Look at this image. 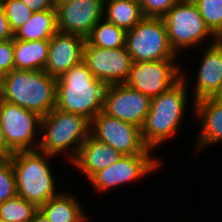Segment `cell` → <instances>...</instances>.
Listing matches in <instances>:
<instances>
[{
	"label": "cell",
	"mask_w": 222,
	"mask_h": 222,
	"mask_svg": "<svg viewBox=\"0 0 222 222\" xmlns=\"http://www.w3.org/2000/svg\"><path fill=\"white\" fill-rule=\"evenodd\" d=\"M39 208L16 195L0 203V219L3 222H30Z\"/></svg>",
	"instance_id": "obj_24"
},
{
	"label": "cell",
	"mask_w": 222,
	"mask_h": 222,
	"mask_svg": "<svg viewBox=\"0 0 222 222\" xmlns=\"http://www.w3.org/2000/svg\"><path fill=\"white\" fill-rule=\"evenodd\" d=\"M194 113L201 122L200 132L196 138V152L222 142V97H210L194 104Z\"/></svg>",
	"instance_id": "obj_17"
},
{
	"label": "cell",
	"mask_w": 222,
	"mask_h": 222,
	"mask_svg": "<svg viewBox=\"0 0 222 222\" xmlns=\"http://www.w3.org/2000/svg\"><path fill=\"white\" fill-rule=\"evenodd\" d=\"M40 134L43 136L37 150L53 156L64 155L67 150L68 159L72 162L90 135V121L82 115L54 108L41 117Z\"/></svg>",
	"instance_id": "obj_5"
},
{
	"label": "cell",
	"mask_w": 222,
	"mask_h": 222,
	"mask_svg": "<svg viewBox=\"0 0 222 222\" xmlns=\"http://www.w3.org/2000/svg\"><path fill=\"white\" fill-rule=\"evenodd\" d=\"M57 29L86 38L103 18L104 0L55 1Z\"/></svg>",
	"instance_id": "obj_14"
},
{
	"label": "cell",
	"mask_w": 222,
	"mask_h": 222,
	"mask_svg": "<svg viewBox=\"0 0 222 222\" xmlns=\"http://www.w3.org/2000/svg\"><path fill=\"white\" fill-rule=\"evenodd\" d=\"M180 0H139L144 17H163Z\"/></svg>",
	"instance_id": "obj_28"
},
{
	"label": "cell",
	"mask_w": 222,
	"mask_h": 222,
	"mask_svg": "<svg viewBox=\"0 0 222 222\" xmlns=\"http://www.w3.org/2000/svg\"><path fill=\"white\" fill-rule=\"evenodd\" d=\"M83 62L93 75L106 86L124 84L128 78L132 59L126 46L116 49H104L85 42Z\"/></svg>",
	"instance_id": "obj_12"
},
{
	"label": "cell",
	"mask_w": 222,
	"mask_h": 222,
	"mask_svg": "<svg viewBox=\"0 0 222 222\" xmlns=\"http://www.w3.org/2000/svg\"><path fill=\"white\" fill-rule=\"evenodd\" d=\"M2 100L46 116L56 107L57 78L45 70L14 69L3 75Z\"/></svg>",
	"instance_id": "obj_2"
},
{
	"label": "cell",
	"mask_w": 222,
	"mask_h": 222,
	"mask_svg": "<svg viewBox=\"0 0 222 222\" xmlns=\"http://www.w3.org/2000/svg\"><path fill=\"white\" fill-rule=\"evenodd\" d=\"M2 102V83H1V79H0V105Z\"/></svg>",
	"instance_id": "obj_35"
},
{
	"label": "cell",
	"mask_w": 222,
	"mask_h": 222,
	"mask_svg": "<svg viewBox=\"0 0 222 222\" xmlns=\"http://www.w3.org/2000/svg\"><path fill=\"white\" fill-rule=\"evenodd\" d=\"M103 11L107 21L125 31L131 30L144 18L139 0H104Z\"/></svg>",
	"instance_id": "obj_22"
},
{
	"label": "cell",
	"mask_w": 222,
	"mask_h": 222,
	"mask_svg": "<svg viewBox=\"0 0 222 222\" xmlns=\"http://www.w3.org/2000/svg\"><path fill=\"white\" fill-rule=\"evenodd\" d=\"M151 153L122 155L115 163L95 173L89 182L98 192L115 189L125 183L140 180L157 170L160 160Z\"/></svg>",
	"instance_id": "obj_11"
},
{
	"label": "cell",
	"mask_w": 222,
	"mask_h": 222,
	"mask_svg": "<svg viewBox=\"0 0 222 222\" xmlns=\"http://www.w3.org/2000/svg\"><path fill=\"white\" fill-rule=\"evenodd\" d=\"M90 135L122 155L153 153L142 140L141 128L99 112L90 121Z\"/></svg>",
	"instance_id": "obj_10"
},
{
	"label": "cell",
	"mask_w": 222,
	"mask_h": 222,
	"mask_svg": "<svg viewBox=\"0 0 222 222\" xmlns=\"http://www.w3.org/2000/svg\"><path fill=\"white\" fill-rule=\"evenodd\" d=\"M216 41L220 44L222 47V34L216 37Z\"/></svg>",
	"instance_id": "obj_34"
},
{
	"label": "cell",
	"mask_w": 222,
	"mask_h": 222,
	"mask_svg": "<svg viewBox=\"0 0 222 222\" xmlns=\"http://www.w3.org/2000/svg\"><path fill=\"white\" fill-rule=\"evenodd\" d=\"M203 54L195 82L194 103L210 97H222V47L211 40Z\"/></svg>",
	"instance_id": "obj_16"
},
{
	"label": "cell",
	"mask_w": 222,
	"mask_h": 222,
	"mask_svg": "<svg viewBox=\"0 0 222 222\" xmlns=\"http://www.w3.org/2000/svg\"><path fill=\"white\" fill-rule=\"evenodd\" d=\"M205 25L215 36L222 34V0H193Z\"/></svg>",
	"instance_id": "obj_25"
},
{
	"label": "cell",
	"mask_w": 222,
	"mask_h": 222,
	"mask_svg": "<svg viewBox=\"0 0 222 222\" xmlns=\"http://www.w3.org/2000/svg\"><path fill=\"white\" fill-rule=\"evenodd\" d=\"M11 38H13V32L10 29L5 11L0 3V42L9 40Z\"/></svg>",
	"instance_id": "obj_31"
},
{
	"label": "cell",
	"mask_w": 222,
	"mask_h": 222,
	"mask_svg": "<svg viewBox=\"0 0 222 222\" xmlns=\"http://www.w3.org/2000/svg\"><path fill=\"white\" fill-rule=\"evenodd\" d=\"M184 75L168 90L151 98L150 110L141 128L142 140L151 150L172 138L182 123L188 102Z\"/></svg>",
	"instance_id": "obj_3"
},
{
	"label": "cell",
	"mask_w": 222,
	"mask_h": 222,
	"mask_svg": "<svg viewBox=\"0 0 222 222\" xmlns=\"http://www.w3.org/2000/svg\"><path fill=\"white\" fill-rule=\"evenodd\" d=\"M2 77H3V74L0 72V79H2Z\"/></svg>",
	"instance_id": "obj_37"
},
{
	"label": "cell",
	"mask_w": 222,
	"mask_h": 222,
	"mask_svg": "<svg viewBox=\"0 0 222 222\" xmlns=\"http://www.w3.org/2000/svg\"><path fill=\"white\" fill-rule=\"evenodd\" d=\"M53 155L39 150L15 152L10 158L15 174L17 195L38 208L56 197V183L49 159Z\"/></svg>",
	"instance_id": "obj_4"
},
{
	"label": "cell",
	"mask_w": 222,
	"mask_h": 222,
	"mask_svg": "<svg viewBox=\"0 0 222 222\" xmlns=\"http://www.w3.org/2000/svg\"><path fill=\"white\" fill-rule=\"evenodd\" d=\"M176 60L133 62L124 84L150 98L158 96L182 78Z\"/></svg>",
	"instance_id": "obj_9"
},
{
	"label": "cell",
	"mask_w": 222,
	"mask_h": 222,
	"mask_svg": "<svg viewBox=\"0 0 222 222\" xmlns=\"http://www.w3.org/2000/svg\"><path fill=\"white\" fill-rule=\"evenodd\" d=\"M106 85L82 61L57 78L56 109L91 121L103 111Z\"/></svg>",
	"instance_id": "obj_1"
},
{
	"label": "cell",
	"mask_w": 222,
	"mask_h": 222,
	"mask_svg": "<svg viewBox=\"0 0 222 222\" xmlns=\"http://www.w3.org/2000/svg\"><path fill=\"white\" fill-rule=\"evenodd\" d=\"M49 46L50 39L34 41L14 39V69L44 70Z\"/></svg>",
	"instance_id": "obj_19"
},
{
	"label": "cell",
	"mask_w": 222,
	"mask_h": 222,
	"mask_svg": "<svg viewBox=\"0 0 222 222\" xmlns=\"http://www.w3.org/2000/svg\"><path fill=\"white\" fill-rule=\"evenodd\" d=\"M168 35V41L173 51L188 50L202 44L209 38L216 37L210 32L201 17L196 4L191 0H180L162 17ZM184 48V49H183Z\"/></svg>",
	"instance_id": "obj_7"
},
{
	"label": "cell",
	"mask_w": 222,
	"mask_h": 222,
	"mask_svg": "<svg viewBox=\"0 0 222 222\" xmlns=\"http://www.w3.org/2000/svg\"><path fill=\"white\" fill-rule=\"evenodd\" d=\"M151 98L125 84L106 86L103 111L109 116L142 128Z\"/></svg>",
	"instance_id": "obj_13"
},
{
	"label": "cell",
	"mask_w": 222,
	"mask_h": 222,
	"mask_svg": "<svg viewBox=\"0 0 222 222\" xmlns=\"http://www.w3.org/2000/svg\"><path fill=\"white\" fill-rule=\"evenodd\" d=\"M56 9L34 12L31 17L13 33V39L34 41L51 39L56 33Z\"/></svg>",
	"instance_id": "obj_20"
},
{
	"label": "cell",
	"mask_w": 222,
	"mask_h": 222,
	"mask_svg": "<svg viewBox=\"0 0 222 222\" xmlns=\"http://www.w3.org/2000/svg\"><path fill=\"white\" fill-rule=\"evenodd\" d=\"M17 195L15 174L10 159L0 161V203Z\"/></svg>",
	"instance_id": "obj_27"
},
{
	"label": "cell",
	"mask_w": 222,
	"mask_h": 222,
	"mask_svg": "<svg viewBox=\"0 0 222 222\" xmlns=\"http://www.w3.org/2000/svg\"><path fill=\"white\" fill-rule=\"evenodd\" d=\"M121 156L122 154L113 147L89 135L82 143L76 158L70 163L89 180L95 173L112 165Z\"/></svg>",
	"instance_id": "obj_18"
},
{
	"label": "cell",
	"mask_w": 222,
	"mask_h": 222,
	"mask_svg": "<svg viewBox=\"0 0 222 222\" xmlns=\"http://www.w3.org/2000/svg\"><path fill=\"white\" fill-rule=\"evenodd\" d=\"M13 155L14 152L9 148L8 144L6 143L4 134L0 126V161L9 160Z\"/></svg>",
	"instance_id": "obj_32"
},
{
	"label": "cell",
	"mask_w": 222,
	"mask_h": 222,
	"mask_svg": "<svg viewBox=\"0 0 222 222\" xmlns=\"http://www.w3.org/2000/svg\"><path fill=\"white\" fill-rule=\"evenodd\" d=\"M14 39L0 42V72L5 75L14 70Z\"/></svg>",
	"instance_id": "obj_29"
},
{
	"label": "cell",
	"mask_w": 222,
	"mask_h": 222,
	"mask_svg": "<svg viewBox=\"0 0 222 222\" xmlns=\"http://www.w3.org/2000/svg\"><path fill=\"white\" fill-rule=\"evenodd\" d=\"M33 12L55 9V0H21Z\"/></svg>",
	"instance_id": "obj_30"
},
{
	"label": "cell",
	"mask_w": 222,
	"mask_h": 222,
	"mask_svg": "<svg viewBox=\"0 0 222 222\" xmlns=\"http://www.w3.org/2000/svg\"><path fill=\"white\" fill-rule=\"evenodd\" d=\"M40 123L41 117L37 113L2 100L0 126L6 143L14 153L38 149L39 139L36 140V137Z\"/></svg>",
	"instance_id": "obj_8"
},
{
	"label": "cell",
	"mask_w": 222,
	"mask_h": 222,
	"mask_svg": "<svg viewBox=\"0 0 222 222\" xmlns=\"http://www.w3.org/2000/svg\"><path fill=\"white\" fill-rule=\"evenodd\" d=\"M125 46L132 62L178 57L169 44L166 25L161 17H144L131 30L126 31Z\"/></svg>",
	"instance_id": "obj_6"
},
{
	"label": "cell",
	"mask_w": 222,
	"mask_h": 222,
	"mask_svg": "<svg viewBox=\"0 0 222 222\" xmlns=\"http://www.w3.org/2000/svg\"><path fill=\"white\" fill-rule=\"evenodd\" d=\"M39 210L50 222H85L87 218L76 197L64 192L50 198Z\"/></svg>",
	"instance_id": "obj_21"
},
{
	"label": "cell",
	"mask_w": 222,
	"mask_h": 222,
	"mask_svg": "<svg viewBox=\"0 0 222 222\" xmlns=\"http://www.w3.org/2000/svg\"><path fill=\"white\" fill-rule=\"evenodd\" d=\"M0 3L13 33L34 13L21 0H0Z\"/></svg>",
	"instance_id": "obj_26"
},
{
	"label": "cell",
	"mask_w": 222,
	"mask_h": 222,
	"mask_svg": "<svg viewBox=\"0 0 222 222\" xmlns=\"http://www.w3.org/2000/svg\"><path fill=\"white\" fill-rule=\"evenodd\" d=\"M30 222H50L47 217L38 209Z\"/></svg>",
	"instance_id": "obj_33"
},
{
	"label": "cell",
	"mask_w": 222,
	"mask_h": 222,
	"mask_svg": "<svg viewBox=\"0 0 222 222\" xmlns=\"http://www.w3.org/2000/svg\"><path fill=\"white\" fill-rule=\"evenodd\" d=\"M85 38L58 31L51 39L45 71L58 78L83 61Z\"/></svg>",
	"instance_id": "obj_15"
},
{
	"label": "cell",
	"mask_w": 222,
	"mask_h": 222,
	"mask_svg": "<svg viewBox=\"0 0 222 222\" xmlns=\"http://www.w3.org/2000/svg\"><path fill=\"white\" fill-rule=\"evenodd\" d=\"M126 31L115 24L100 19L91 29L85 42L91 46L104 49H116L125 47Z\"/></svg>",
	"instance_id": "obj_23"
},
{
	"label": "cell",
	"mask_w": 222,
	"mask_h": 222,
	"mask_svg": "<svg viewBox=\"0 0 222 222\" xmlns=\"http://www.w3.org/2000/svg\"><path fill=\"white\" fill-rule=\"evenodd\" d=\"M55 1H74V0H55Z\"/></svg>",
	"instance_id": "obj_36"
}]
</instances>
